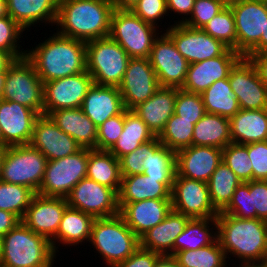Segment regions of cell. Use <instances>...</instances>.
I'll use <instances>...</instances> for the list:
<instances>
[{"label":"cell","mask_w":267,"mask_h":267,"mask_svg":"<svg viewBox=\"0 0 267 267\" xmlns=\"http://www.w3.org/2000/svg\"><path fill=\"white\" fill-rule=\"evenodd\" d=\"M213 229L217 230L216 218L189 219L184 231L174 242V256L180 251L196 250L212 244L217 239V231Z\"/></svg>","instance_id":"obj_36"},{"label":"cell","mask_w":267,"mask_h":267,"mask_svg":"<svg viewBox=\"0 0 267 267\" xmlns=\"http://www.w3.org/2000/svg\"><path fill=\"white\" fill-rule=\"evenodd\" d=\"M194 126V120L173 114L157 137L164 146L176 153L192 145Z\"/></svg>","instance_id":"obj_41"},{"label":"cell","mask_w":267,"mask_h":267,"mask_svg":"<svg viewBox=\"0 0 267 267\" xmlns=\"http://www.w3.org/2000/svg\"><path fill=\"white\" fill-rule=\"evenodd\" d=\"M254 65L261 82L267 87V53H254L246 56Z\"/></svg>","instance_id":"obj_55"},{"label":"cell","mask_w":267,"mask_h":267,"mask_svg":"<svg viewBox=\"0 0 267 267\" xmlns=\"http://www.w3.org/2000/svg\"><path fill=\"white\" fill-rule=\"evenodd\" d=\"M123 128L124 110L97 127V149L109 151L120 137Z\"/></svg>","instance_id":"obj_49"},{"label":"cell","mask_w":267,"mask_h":267,"mask_svg":"<svg viewBox=\"0 0 267 267\" xmlns=\"http://www.w3.org/2000/svg\"><path fill=\"white\" fill-rule=\"evenodd\" d=\"M55 256L51 242L22 221L2 237V267H52Z\"/></svg>","instance_id":"obj_4"},{"label":"cell","mask_w":267,"mask_h":267,"mask_svg":"<svg viewBox=\"0 0 267 267\" xmlns=\"http://www.w3.org/2000/svg\"><path fill=\"white\" fill-rule=\"evenodd\" d=\"M1 255H2V237L0 236V261H1Z\"/></svg>","instance_id":"obj_67"},{"label":"cell","mask_w":267,"mask_h":267,"mask_svg":"<svg viewBox=\"0 0 267 267\" xmlns=\"http://www.w3.org/2000/svg\"><path fill=\"white\" fill-rule=\"evenodd\" d=\"M0 146H2V132H1V128H0Z\"/></svg>","instance_id":"obj_68"},{"label":"cell","mask_w":267,"mask_h":267,"mask_svg":"<svg viewBox=\"0 0 267 267\" xmlns=\"http://www.w3.org/2000/svg\"><path fill=\"white\" fill-rule=\"evenodd\" d=\"M24 29L9 15L0 18V50L11 53L16 59L26 57V51L20 50L18 40Z\"/></svg>","instance_id":"obj_47"},{"label":"cell","mask_w":267,"mask_h":267,"mask_svg":"<svg viewBox=\"0 0 267 267\" xmlns=\"http://www.w3.org/2000/svg\"><path fill=\"white\" fill-rule=\"evenodd\" d=\"M1 99L17 102L43 115V82L26 57L16 59L7 69Z\"/></svg>","instance_id":"obj_9"},{"label":"cell","mask_w":267,"mask_h":267,"mask_svg":"<svg viewBox=\"0 0 267 267\" xmlns=\"http://www.w3.org/2000/svg\"><path fill=\"white\" fill-rule=\"evenodd\" d=\"M161 254L139 247L130 257L115 267H154Z\"/></svg>","instance_id":"obj_54"},{"label":"cell","mask_w":267,"mask_h":267,"mask_svg":"<svg viewBox=\"0 0 267 267\" xmlns=\"http://www.w3.org/2000/svg\"><path fill=\"white\" fill-rule=\"evenodd\" d=\"M235 18L237 53L246 57L265 34L267 3L258 0H239L229 4Z\"/></svg>","instance_id":"obj_12"},{"label":"cell","mask_w":267,"mask_h":267,"mask_svg":"<svg viewBox=\"0 0 267 267\" xmlns=\"http://www.w3.org/2000/svg\"><path fill=\"white\" fill-rule=\"evenodd\" d=\"M226 5H229L231 3L237 2L239 0H222Z\"/></svg>","instance_id":"obj_66"},{"label":"cell","mask_w":267,"mask_h":267,"mask_svg":"<svg viewBox=\"0 0 267 267\" xmlns=\"http://www.w3.org/2000/svg\"><path fill=\"white\" fill-rule=\"evenodd\" d=\"M154 267H182L172 255H161Z\"/></svg>","instance_id":"obj_58"},{"label":"cell","mask_w":267,"mask_h":267,"mask_svg":"<svg viewBox=\"0 0 267 267\" xmlns=\"http://www.w3.org/2000/svg\"><path fill=\"white\" fill-rule=\"evenodd\" d=\"M189 219L188 216L172 209L162 222L139 238L140 247L161 255L174 256V242L184 231Z\"/></svg>","instance_id":"obj_26"},{"label":"cell","mask_w":267,"mask_h":267,"mask_svg":"<svg viewBox=\"0 0 267 267\" xmlns=\"http://www.w3.org/2000/svg\"><path fill=\"white\" fill-rule=\"evenodd\" d=\"M147 157V142L142 143L131 153L119 159L121 176H131L143 173V159Z\"/></svg>","instance_id":"obj_52"},{"label":"cell","mask_w":267,"mask_h":267,"mask_svg":"<svg viewBox=\"0 0 267 267\" xmlns=\"http://www.w3.org/2000/svg\"><path fill=\"white\" fill-rule=\"evenodd\" d=\"M66 200L69 207L94 218H108L119 214L118 193L87 177L73 187Z\"/></svg>","instance_id":"obj_11"},{"label":"cell","mask_w":267,"mask_h":267,"mask_svg":"<svg viewBox=\"0 0 267 267\" xmlns=\"http://www.w3.org/2000/svg\"><path fill=\"white\" fill-rule=\"evenodd\" d=\"M8 15L25 31L32 25L56 24L59 0H6ZM44 20V21H43Z\"/></svg>","instance_id":"obj_30"},{"label":"cell","mask_w":267,"mask_h":267,"mask_svg":"<svg viewBox=\"0 0 267 267\" xmlns=\"http://www.w3.org/2000/svg\"><path fill=\"white\" fill-rule=\"evenodd\" d=\"M88 148L57 160L47 162L37 194L66 198L73 187L87 176Z\"/></svg>","instance_id":"obj_10"},{"label":"cell","mask_w":267,"mask_h":267,"mask_svg":"<svg viewBox=\"0 0 267 267\" xmlns=\"http://www.w3.org/2000/svg\"><path fill=\"white\" fill-rule=\"evenodd\" d=\"M130 10L144 22L156 27H159L156 22L168 15L166 0H138Z\"/></svg>","instance_id":"obj_50"},{"label":"cell","mask_w":267,"mask_h":267,"mask_svg":"<svg viewBox=\"0 0 267 267\" xmlns=\"http://www.w3.org/2000/svg\"><path fill=\"white\" fill-rule=\"evenodd\" d=\"M48 116L82 148L97 149V126L81 108L58 109Z\"/></svg>","instance_id":"obj_29"},{"label":"cell","mask_w":267,"mask_h":267,"mask_svg":"<svg viewBox=\"0 0 267 267\" xmlns=\"http://www.w3.org/2000/svg\"><path fill=\"white\" fill-rule=\"evenodd\" d=\"M6 73L7 71H0V99L2 97L3 90H4V80H5Z\"/></svg>","instance_id":"obj_64"},{"label":"cell","mask_w":267,"mask_h":267,"mask_svg":"<svg viewBox=\"0 0 267 267\" xmlns=\"http://www.w3.org/2000/svg\"><path fill=\"white\" fill-rule=\"evenodd\" d=\"M245 145L252 164L253 180H267V140Z\"/></svg>","instance_id":"obj_51"},{"label":"cell","mask_w":267,"mask_h":267,"mask_svg":"<svg viewBox=\"0 0 267 267\" xmlns=\"http://www.w3.org/2000/svg\"><path fill=\"white\" fill-rule=\"evenodd\" d=\"M202 30L237 52L235 18L229 5L212 18Z\"/></svg>","instance_id":"obj_43"},{"label":"cell","mask_w":267,"mask_h":267,"mask_svg":"<svg viewBox=\"0 0 267 267\" xmlns=\"http://www.w3.org/2000/svg\"><path fill=\"white\" fill-rule=\"evenodd\" d=\"M118 205L119 215L139 238L162 222L172 210L171 199H146Z\"/></svg>","instance_id":"obj_24"},{"label":"cell","mask_w":267,"mask_h":267,"mask_svg":"<svg viewBox=\"0 0 267 267\" xmlns=\"http://www.w3.org/2000/svg\"><path fill=\"white\" fill-rule=\"evenodd\" d=\"M174 179H153L147 175L123 176L118 193V204L146 199H171Z\"/></svg>","instance_id":"obj_25"},{"label":"cell","mask_w":267,"mask_h":267,"mask_svg":"<svg viewBox=\"0 0 267 267\" xmlns=\"http://www.w3.org/2000/svg\"><path fill=\"white\" fill-rule=\"evenodd\" d=\"M169 26L165 33L173 40L179 53L189 62L221 56L228 47L202 29L192 28L183 23Z\"/></svg>","instance_id":"obj_15"},{"label":"cell","mask_w":267,"mask_h":267,"mask_svg":"<svg viewBox=\"0 0 267 267\" xmlns=\"http://www.w3.org/2000/svg\"><path fill=\"white\" fill-rule=\"evenodd\" d=\"M47 158L31 144L6 147L1 181L22 185L38 193Z\"/></svg>","instance_id":"obj_8"},{"label":"cell","mask_w":267,"mask_h":267,"mask_svg":"<svg viewBox=\"0 0 267 267\" xmlns=\"http://www.w3.org/2000/svg\"><path fill=\"white\" fill-rule=\"evenodd\" d=\"M5 151H6V147L0 146V180H1V172H2L3 160H4V157H5Z\"/></svg>","instance_id":"obj_65"},{"label":"cell","mask_w":267,"mask_h":267,"mask_svg":"<svg viewBox=\"0 0 267 267\" xmlns=\"http://www.w3.org/2000/svg\"><path fill=\"white\" fill-rule=\"evenodd\" d=\"M175 101L176 88L159 87L148 100L132 110L146 123L153 134L158 136L174 114Z\"/></svg>","instance_id":"obj_28"},{"label":"cell","mask_w":267,"mask_h":267,"mask_svg":"<svg viewBox=\"0 0 267 267\" xmlns=\"http://www.w3.org/2000/svg\"><path fill=\"white\" fill-rule=\"evenodd\" d=\"M26 58L43 83L87 71L86 42L57 32L26 50Z\"/></svg>","instance_id":"obj_1"},{"label":"cell","mask_w":267,"mask_h":267,"mask_svg":"<svg viewBox=\"0 0 267 267\" xmlns=\"http://www.w3.org/2000/svg\"><path fill=\"white\" fill-rule=\"evenodd\" d=\"M86 177L119 193L122 180L119 160L109 151L88 149Z\"/></svg>","instance_id":"obj_34"},{"label":"cell","mask_w":267,"mask_h":267,"mask_svg":"<svg viewBox=\"0 0 267 267\" xmlns=\"http://www.w3.org/2000/svg\"><path fill=\"white\" fill-rule=\"evenodd\" d=\"M174 258L182 267H226V255L216 239L212 244L178 252Z\"/></svg>","instance_id":"obj_40"},{"label":"cell","mask_w":267,"mask_h":267,"mask_svg":"<svg viewBox=\"0 0 267 267\" xmlns=\"http://www.w3.org/2000/svg\"><path fill=\"white\" fill-rule=\"evenodd\" d=\"M30 144L48 161L61 159L78 152L82 147L63 132L47 115H40L34 124Z\"/></svg>","instance_id":"obj_22"},{"label":"cell","mask_w":267,"mask_h":267,"mask_svg":"<svg viewBox=\"0 0 267 267\" xmlns=\"http://www.w3.org/2000/svg\"><path fill=\"white\" fill-rule=\"evenodd\" d=\"M219 214H229L240 219H255L256 211H252L250 181L242 182L235 190L228 206Z\"/></svg>","instance_id":"obj_48"},{"label":"cell","mask_w":267,"mask_h":267,"mask_svg":"<svg viewBox=\"0 0 267 267\" xmlns=\"http://www.w3.org/2000/svg\"><path fill=\"white\" fill-rule=\"evenodd\" d=\"M226 6L222 0H195L191 17H183L185 20L182 18L176 24L183 23L192 28L202 29Z\"/></svg>","instance_id":"obj_45"},{"label":"cell","mask_w":267,"mask_h":267,"mask_svg":"<svg viewBox=\"0 0 267 267\" xmlns=\"http://www.w3.org/2000/svg\"><path fill=\"white\" fill-rule=\"evenodd\" d=\"M158 27L144 22L129 9H114L109 37L131 58H149Z\"/></svg>","instance_id":"obj_7"},{"label":"cell","mask_w":267,"mask_h":267,"mask_svg":"<svg viewBox=\"0 0 267 267\" xmlns=\"http://www.w3.org/2000/svg\"><path fill=\"white\" fill-rule=\"evenodd\" d=\"M267 53V22L265 27V34H262L259 44L249 53Z\"/></svg>","instance_id":"obj_60"},{"label":"cell","mask_w":267,"mask_h":267,"mask_svg":"<svg viewBox=\"0 0 267 267\" xmlns=\"http://www.w3.org/2000/svg\"><path fill=\"white\" fill-rule=\"evenodd\" d=\"M241 183L242 181L222 160L207 182L211 202L218 213L228 206Z\"/></svg>","instance_id":"obj_39"},{"label":"cell","mask_w":267,"mask_h":267,"mask_svg":"<svg viewBox=\"0 0 267 267\" xmlns=\"http://www.w3.org/2000/svg\"><path fill=\"white\" fill-rule=\"evenodd\" d=\"M222 160L242 182L253 180L252 164L245 144H228L222 149Z\"/></svg>","instance_id":"obj_44"},{"label":"cell","mask_w":267,"mask_h":267,"mask_svg":"<svg viewBox=\"0 0 267 267\" xmlns=\"http://www.w3.org/2000/svg\"><path fill=\"white\" fill-rule=\"evenodd\" d=\"M114 9H131L138 0H110Z\"/></svg>","instance_id":"obj_61"},{"label":"cell","mask_w":267,"mask_h":267,"mask_svg":"<svg viewBox=\"0 0 267 267\" xmlns=\"http://www.w3.org/2000/svg\"><path fill=\"white\" fill-rule=\"evenodd\" d=\"M260 2H264V3H267V0H258Z\"/></svg>","instance_id":"obj_69"},{"label":"cell","mask_w":267,"mask_h":267,"mask_svg":"<svg viewBox=\"0 0 267 267\" xmlns=\"http://www.w3.org/2000/svg\"><path fill=\"white\" fill-rule=\"evenodd\" d=\"M7 1L6 0H0V18L7 16Z\"/></svg>","instance_id":"obj_63"},{"label":"cell","mask_w":267,"mask_h":267,"mask_svg":"<svg viewBox=\"0 0 267 267\" xmlns=\"http://www.w3.org/2000/svg\"><path fill=\"white\" fill-rule=\"evenodd\" d=\"M206 113L201 94L191 93L176 88L174 114L196 124Z\"/></svg>","instance_id":"obj_46"},{"label":"cell","mask_w":267,"mask_h":267,"mask_svg":"<svg viewBox=\"0 0 267 267\" xmlns=\"http://www.w3.org/2000/svg\"><path fill=\"white\" fill-rule=\"evenodd\" d=\"M167 11L178 13L179 15L189 16L192 12L195 0H166Z\"/></svg>","instance_id":"obj_56"},{"label":"cell","mask_w":267,"mask_h":267,"mask_svg":"<svg viewBox=\"0 0 267 267\" xmlns=\"http://www.w3.org/2000/svg\"><path fill=\"white\" fill-rule=\"evenodd\" d=\"M217 239L226 258L236 256L241 262H267V221L240 219L218 214Z\"/></svg>","instance_id":"obj_3"},{"label":"cell","mask_w":267,"mask_h":267,"mask_svg":"<svg viewBox=\"0 0 267 267\" xmlns=\"http://www.w3.org/2000/svg\"><path fill=\"white\" fill-rule=\"evenodd\" d=\"M221 162L222 149L191 145L176 152V174L207 183Z\"/></svg>","instance_id":"obj_23"},{"label":"cell","mask_w":267,"mask_h":267,"mask_svg":"<svg viewBox=\"0 0 267 267\" xmlns=\"http://www.w3.org/2000/svg\"><path fill=\"white\" fill-rule=\"evenodd\" d=\"M21 220L13 213L0 210V236L3 237L12 230Z\"/></svg>","instance_id":"obj_57"},{"label":"cell","mask_w":267,"mask_h":267,"mask_svg":"<svg viewBox=\"0 0 267 267\" xmlns=\"http://www.w3.org/2000/svg\"><path fill=\"white\" fill-rule=\"evenodd\" d=\"M206 113L233 117L240 106L228 78L215 81L201 94Z\"/></svg>","instance_id":"obj_38"},{"label":"cell","mask_w":267,"mask_h":267,"mask_svg":"<svg viewBox=\"0 0 267 267\" xmlns=\"http://www.w3.org/2000/svg\"><path fill=\"white\" fill-rule=\"evenodd\" d=\"M35 194L28 187L0 180V210L11 212L22 220Z\"/></svg>","instance_id":"obj_42"},{"label":"cell","mask_w":267,"mask_h":267,"mask_svg":"<svg viewBox=\"0 0 267 267\" xmlns=\"http://www.w3.org/2000/svg\"><path fill=\"white\" fill-rule=\"evenodd\" d=\"M94 217L78 209L67 207L60 221L55 238L51 241L54 252H58L57 243L74 247L89 241ZM57 242V243H56Z\"/></svg>","instance_id":"obj_32"},{"label":"cell","mask_w":267,"mask_h":267,"mask_svg":"<svg viewBox=\"0 0 267 267\" xmlns=\"http://www.w3.org/2000/svg\"><path fill=\"white\" fill-rule=\"evenodd\" d=\"M239 267H267V262H242ZM237 266V267H238Z\"/></svg>","instance_id":"obj_62"},{"label":"cell","mask_w":267,"mask_h":267,"mask_svg":"<svg viewBox=\"0 0 267 267\" xmlns=\"http://www.w3.org/2000/svg\"><path fill=\"white\" fill-rule=\"evenodd\" d=\"M149 61L160 87H183L189 62L179 53L173 40L166 33L154 40Z\"/></svg>","instance_id":"obj_13"},{"label":"cell","mask_w":267,"mask_h":267,"mask_svg":"<svg viewBox=\"0 0 267 267\" xmlns=\"http://www.w3.org/2000/svg\"><path fill=\"white\" fill-rule=\"evenodd\" d=\"M154 137L153 132L133 110L124 109L123 132L109 152L119 160Z\"/></svg>","instance_id":"obj_35"},{"label":"cell","mask_w":267,"mask_h":267,"mask_svg":"<svg viewBox=\"0 0 267 267\" xmlns=\"http://www.w3.org/2000/svg\"><path fill=\"white\" fill-rule=\"evenodd\" d=\"M172 209L193 218H216L206 182L174 175L171 190Z\"/></svg>","instance_id":"obj_14"},{"label":"cell","mask_w":267,"mask_h":267,"mask_svg":"<svg viewBox=\"0 0 267 267\" xmlns=\"http://www.w3.org/2000/svg\"><path fill=\"white\" fill-rule=\"evenodd\" d=\"M143 162L144 175L153 179H174L176 153L164 146L157 136L147 141V157Z\"/></svg>","instance_id":"obj_37"},{"label":"cell","mask_w":267,"mask_h":267,"mask_svg":"<svg viewBox=\"0 0 267 267\" xmlns=\"http://www.w3.org/2000/svg\"><path fill=\"white\" fill-rule=\"evenodd\" d=\"M93 83L87 71L43 83V114L48 116L58 109L81 108Z\"/></svg>","instance_id":"obj_16"},{"label":"cell","mask_w":267,"mask_h":267,"mask_svg":"<svg viewBox=\"0 0 267 267\" xmlns=\"http://www.w3.org/2000/svg\"><path fill=\"white\" fill-rule=\"evenodd\" d=\"M34 110L14 101L0 99V128L2 146L30 144L36 119Z\"/></svg>","instance_id":"obj_19"},{"label":"cell","mask_w":267,"mask_h":267,"mask_svg":"<svg viewBox=\"0 0 267 267\" xmlns=\"http://www.w3.org/2000/svg\"><path fill=\"white\" fill-rule=\"evenodd\" d=\"M229 120L233 143L251 144L267 140V109H240Z\"/></svg>","instance_id":"obj_31"},{"label":"cell","mask_w":267,"mask_h":267,"mask_svg":"<svg viewBox=\"0 0 267 267\" xmlns=\"http://www.w3.org/2000/svg\"><path fill=\"white\" fill-rule=\"evenodd\" d=\"M15 61L16 58L11 53L0 50V71H7Z\"/></svg>","instance_id":"obj_59"},{"label":"cell","mask_w":267,"mask_h":267,"mask_svg":"<svg viewBox=\"0 0 267 267\" xmlns=\"http://www.w3.org/2000/svg\"><path fill=\"white\" fill-rule=\"evenodd\" d=\"M228 80L240 109H267V87L261 82L254 65L242 57L231 69Z\"/></svg>","instance_id":"obj_18"},{"label":"cell","mask_w":267,"mask_h":267,"mask_svg":"<svg viewBox=\"0 0 267 267\" xmlns=\"http://www.w3.org/2000/svg\"><path fill=\"white\" fill-rule=\"evenodd\" d=\"M231 142L229 118L205 113L194 126L192 145L223 149Z\"/></svg>","instance_id":"obj_33"},{"label":"cell","mask_w":267,"mask_h":267,"mask_svg":"<svg viewBox=\"0 0 267 267\" xmlns=\"http://www.w3.org/2000/svg\"><path fill=\"white\" fill-rule=\"evenodd\" d=\"M67 207L66 198L46 197L36 193L21 221L34 233L51 242Z\"/></svg>","instance_id":"obj_20"},{"label":"cell","mask_w":267,"mask_h":267,"mask_svg":"<svg viewBox=\"0 0 267 267\" xmlns=\"http://www.w3.org/2000/svg\"><path fill=\"white\" fill-rule=\"evenodd\" d=\"M241 58L235 50L228 48L221 56L189 64L181 89L202 94L215 81L228 78L231 69Z\"/></svg>","instance_id":"obj_21"},{"label":"cell","mask_w":267,"mask_h":267,"mask_svg":"<svg viewBox=\"0 0 267 267\" xmlns=\"http://www.w3.org/2000/svg\"><path fill=\"white\" fill-rule=\"evenodd\" d=\"M81 109L98 127L110 117L120 114L125 107L118 87L93 83L83 100Z\"/></svg>","instance_id":"obj_27"},{"label":"cell","mask_w":267,"mask_h":267,"mask_svg":"<svg viewBox=\"0 0 267 267\" xmlns=\"http://www.w3.org/2000/svg\"><path fill=\"white\" fill-rule=\"evenodd\" d=\"M250 195L256 218L267 221V180H251Z\"/></svg>","instance_id":"obj_53"},{"label":"cell","mask_w":267,"mask_h":267,"mask_svg":"<svg viewBox=\"0 0 267 267\" xmlns=\"http://www.w3.org/2000/svg\"><path fill=\"white\" fill-rule=\"evenodd\" d=\"M113 11L110 0H59L56 32L84 42L109 37Z\"/></svg>","instance_id":"obj_2"},{"label":"cell","mask_w":267,"mask_h":267,"mask_svg":"<svg viewBox=\"0 0 267 267\" xmlns=\"http://www.w3.org/2000/svg\"><path fill=\"white\" fill-rule=\"evenodd\" d=\"M159 87L149 58H130L118 89L125 109L132 110L148 100Z\"/></svg>","instance_id":"obj_17"},{"label":"cell","mask_w":267,"mask_h":267,"mask_svg":"<svg viewBox=\"0 0 267 267\" xmlns=\"http://www.w3.org/2000/svg\"><path fill=\"white\" fill-rule=\"evenodd\" d=\"M89 242L97 253H100L108 267H115L140 247L139 237L119 214L108 218H95Z\"/></svg>","instance_id":"obj_5"},{"label":"cell","mask_w":267,"mask_h":267,"mask_svg":"<svg viewBox=\"0 0 267 267\" xmlns=\"http://www.w3.org/2000/svg\"><path fill=\"white\" fill-rule=\"evenodd\" d=\"M87 72L95 84L119 87L130 56L110 37L86 42Z\"/></svg>","instance_id":"obj_6"}]
</instances>
